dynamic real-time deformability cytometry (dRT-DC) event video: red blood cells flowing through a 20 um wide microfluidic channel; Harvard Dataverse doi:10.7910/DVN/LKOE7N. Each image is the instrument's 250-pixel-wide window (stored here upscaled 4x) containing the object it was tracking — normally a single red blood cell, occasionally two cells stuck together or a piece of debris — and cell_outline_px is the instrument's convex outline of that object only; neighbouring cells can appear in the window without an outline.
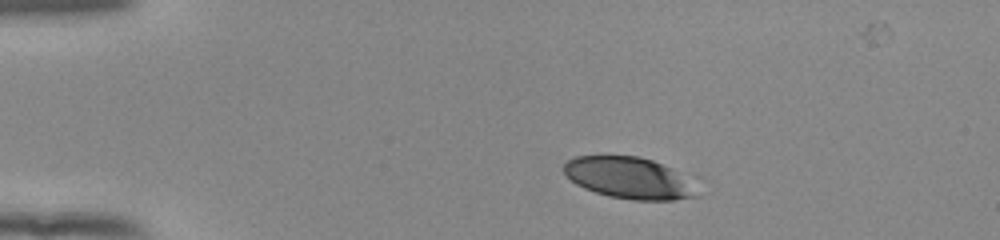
{"species": "human", "species_latin": "Homo sapiens", "temperature_condition": "room temperature", "stored_images_in_passage": 40, "camera_frame_rate_fps": 3000, "um_per_image_px": 0.085, "donor": {"sex": "female"}, "frame": {"image": 1, "passage_image": 1, "time_ms": 0.0, "image_size_px": [1000, 240], "cell_outline_px": [[696, 196], [672, 200], [632, 200], [608, 196], [584, 188], [576, 184], [564, 172], [564, 164], [568, 160], [576, 156], [640, 156], [652, 160], [672, 168]], "centroid_in_image_um": [53.31, 15.11], "position_along_channel_um": 31.7, "area_um2": 31.04}}
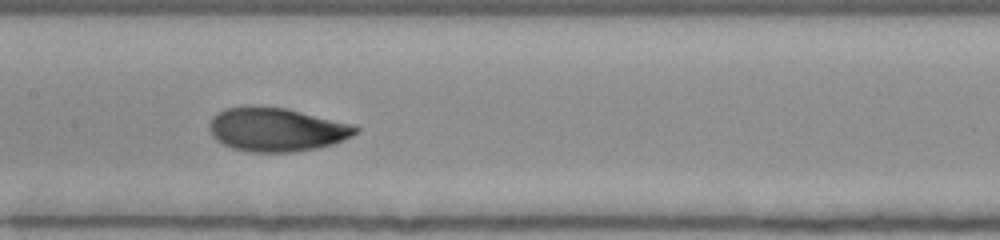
{"frame": {"image": 2, "passage_image": 18, "time_ms": 5.667, "image_size_px": [1000, 240], "cell_outline_px": [[360, 128], [352, 136], [344, 140], [332, 144], [316, 148], [292, 152], [248, 152], [232, 148], [216, 140], [212, 136], [208, 128], [208, 124], [212, 116], [216, 112], [224, 108], [248, 104], [252, 104], [284, 108], [352, 124]], "centroid_in_image_um": [23.42, 10.99], "position_along_channel_um": 184.0, "area_um2": 37.63}}
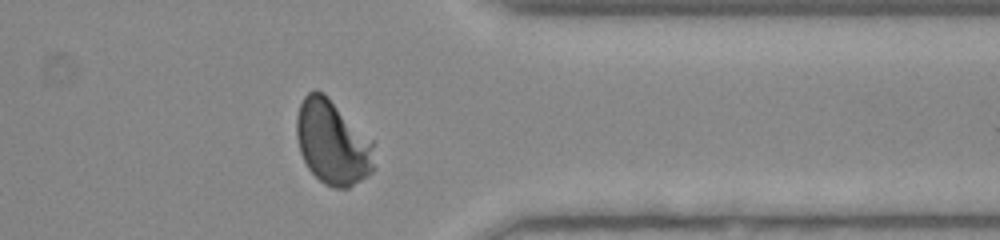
{"frame": {"image": 3, "passage_image": 34, "time_ms": 11.0, "image_size_px": [1000, 240], "cell_outline_px": [[376, 168], [368, 176], [348, 188], [336, 188], [324, 184], [308, 168], [300, 152], [296, 136], [296, 116], [300, 104], [304, 96], [308, 92], [316, 88], [324, 92], [372, 140]], "centroid_in_image_um": [28.27, 12.1], "position_along_channel_um": 383.1, "area_um2": 38.55}}